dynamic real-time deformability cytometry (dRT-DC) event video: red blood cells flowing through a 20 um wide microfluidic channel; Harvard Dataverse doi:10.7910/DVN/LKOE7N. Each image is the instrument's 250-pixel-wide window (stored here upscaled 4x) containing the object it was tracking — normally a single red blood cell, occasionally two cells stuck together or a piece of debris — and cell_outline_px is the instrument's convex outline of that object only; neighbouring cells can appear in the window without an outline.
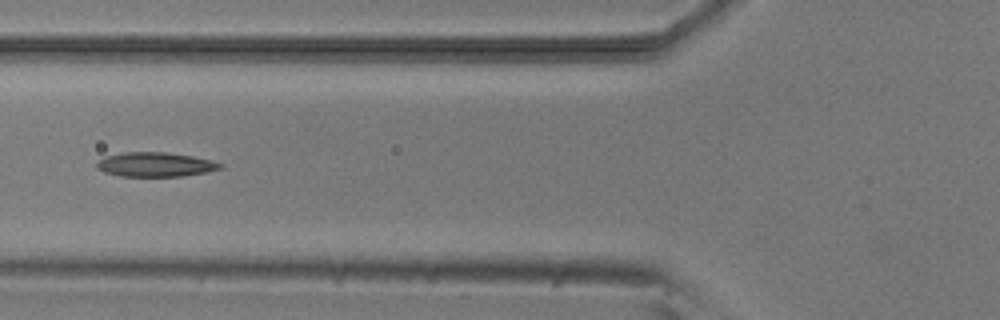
{"species": "common noctule bat (a hibernating species)", "species_latin": "Nyctalus noctula", "temperature_condition": "room temperature", "stored_images_in_passage": 5, "camera_frame_rate_fps": 3000, "um_per_image_px": 0.085, "animal": {"sex": "male", "body_mass_g": 20.5, "forearm_length_mm": 52.5}, "frame": {"image": 1, "passage_image": 5, "time_ms": 5.333, "image_size_px": [1000, 320], "cell_outline_px": [[224, 164], [220, 168], [204, 172], [180, 176], [120, 176], [104, 172], [96, 168], [96, 164], [104, 156], [124, 152], [164, 152], [192, 156]], "centroid_in_image_um": [13.13, 13.98], "position_along_channel_um": 112.7, "area_um2": 17.28}}